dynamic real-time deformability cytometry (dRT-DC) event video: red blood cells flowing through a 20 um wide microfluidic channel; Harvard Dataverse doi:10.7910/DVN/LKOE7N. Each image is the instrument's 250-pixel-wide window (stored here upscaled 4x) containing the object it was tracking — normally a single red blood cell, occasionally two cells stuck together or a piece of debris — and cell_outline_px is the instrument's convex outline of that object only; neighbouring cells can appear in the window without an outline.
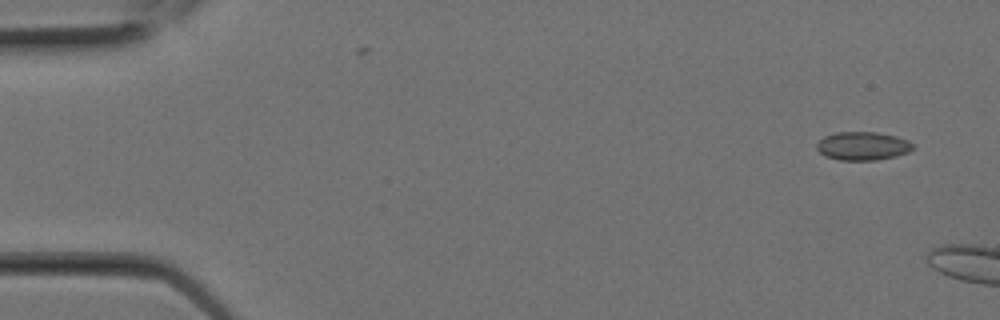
{"species": "Egyptian fruit bat (a non-hibernating species)", "species_latin": "Rousettus aegyptiacus", "temperature_condition": "room temperature", "stored_images_in_passage": 4, "camera_frame_rate_fps": 3000, "um_per_image_px": 0.085, "animal": {"sex": "female"}, "frame": {"image": 1, "passage_image": 2, "time_ms": 0.333, "image_size_px": [1000, 320], "cell_outline_px": [[916, 148], [908, 152], [896, 156], [876, 160], [840, 160], [824, 156], [816, 148], [816, 144], [824, 136], [836, 132], [876, 132], [896, 136], [908, 140]], "centroid_in_image_um": [73.33, 12.41], "position_along_channel_um": 11.7, "area_um2": 16.01}}